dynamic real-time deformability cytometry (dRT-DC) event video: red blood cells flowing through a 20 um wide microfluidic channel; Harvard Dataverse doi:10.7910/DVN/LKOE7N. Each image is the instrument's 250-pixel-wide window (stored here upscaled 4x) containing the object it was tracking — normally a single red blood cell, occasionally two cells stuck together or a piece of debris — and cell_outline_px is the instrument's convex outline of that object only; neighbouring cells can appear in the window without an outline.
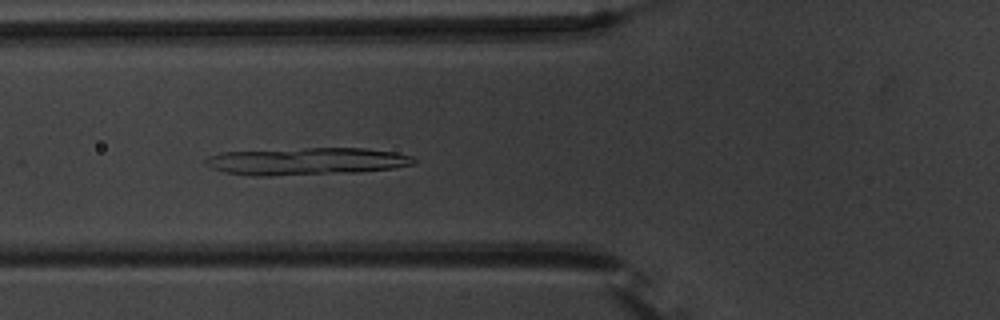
{"species": "common noctule bat (a hibernating species)", "species_latin": "Nyctalus noctula", "temperature_condition": "warm", "stored_images_in_passage": 50, "camera_frame_rate_fps": 3000, "um_per_image_px": 0.085, "animal": {"sex": "male", "body_mass_g": 20.1, "forearm_length_mm": 53.5}, "frame": {"image": 1, "passage_image": 16, "time_ms": 5.0, "image_size_px": [1000, 320], "cell_outline_px": [[416, 164], [392, 168], [360, 172], [272, 176], [252, 176], [224, 172], [212, 168], [204, 164], [204, 160], [208, 156], [220, 152], [304, 148], [364, 148], [396, 152], [412, 156], [416, 160]], "centroid_in_image_um": [26.04, 13.71], "position_along_channel_um": 99.8, "area_um2": 33.52}}
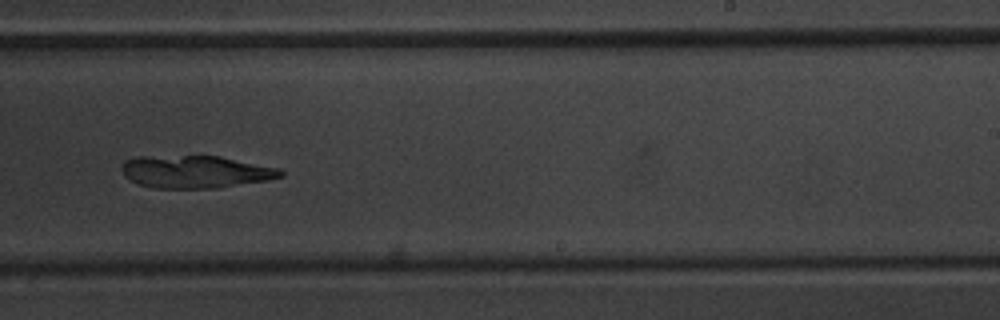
{"frame": {"image": 2, "passage_image": 30, "time_ms": 9.667, "image_size_px": [1000, 320], "cell_outline_px": [[284, 176], [268, 180], [220, 188], [152, 188], [140, 184], [124, 176], [120, 168], [124, 160], [136, 156], [220, 156], [280, 168], [284, 172]], "centroid_in_image_um": [16.63, 14.6], "position_along_channel_um": 272.4, "area_um2": 30.4}}
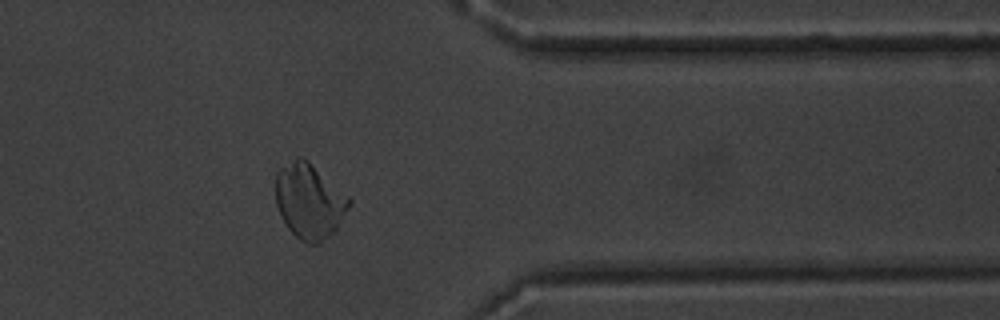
{"frame": {"image": 3, "passage_image": 40, "time_ms": 13.0, "image_size_px": [1000, 320], "cell_outline_px": [[352, 204], [336, 228], [320, 244], [308, 244], [300, 240], [288, 228], [280, 216], [276, 204], [276, 172], [280, 168], [296, 156], [300, 156], [308, 160], [348, 196], [352, 200]], "centroid_in_image_um": [26.28, 17.09], "position_along_channel_um": 385.1, "area_um2": 32.14}}